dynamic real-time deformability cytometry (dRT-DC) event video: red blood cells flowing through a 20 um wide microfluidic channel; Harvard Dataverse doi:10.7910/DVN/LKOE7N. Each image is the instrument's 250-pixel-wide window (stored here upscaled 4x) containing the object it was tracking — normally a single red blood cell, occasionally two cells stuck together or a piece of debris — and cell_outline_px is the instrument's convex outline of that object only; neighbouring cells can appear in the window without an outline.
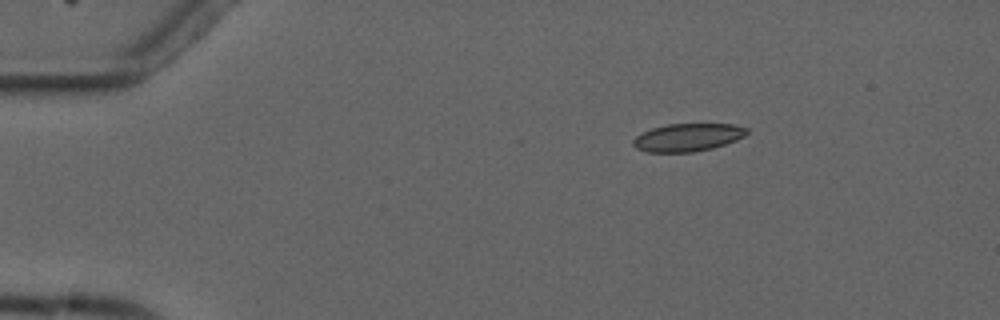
{"species": "common noctule bat (a hibernating species)", "species_latin": "Nyctalus noctula", "temperature_condition": "cold", "stored_images_in_passage": 5, "camera_frame_rate_fps": 3000, "um_per_image_px": 0.085, "animal": {"sex": "male", "forearm_length_mm": 52.5}, "frame": {"image": 1, "passage_image": 3, "time_ms": 2.0, "image_size_px": [1000, 320], "cell_outline_px": [[748, 132], [744, 136], [736, 140], [712, 148], [692, 152], [648, 152], [636, 148], [632, 144], [632, 140], [636, 136], [652, 128], [668, 124], [732, 124], [748, 128]], "centroid_in_image_um": [58.45, 11.68], "position_along_channel_um": 26.6, "area_um2": 18.32}}